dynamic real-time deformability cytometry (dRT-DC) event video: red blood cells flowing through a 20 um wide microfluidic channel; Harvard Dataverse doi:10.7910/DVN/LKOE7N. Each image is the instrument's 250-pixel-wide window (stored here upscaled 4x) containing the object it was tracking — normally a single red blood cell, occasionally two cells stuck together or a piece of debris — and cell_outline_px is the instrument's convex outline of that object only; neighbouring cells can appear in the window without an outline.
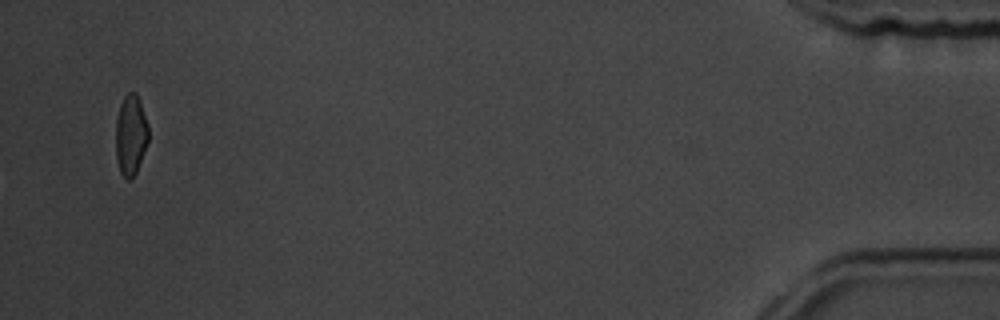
{"species": "common noctule bat (a hibernating species)", "species_latin": "Nyctalus noctula", "temperature_condition": "room temperature", "stored_images_in_passage": 16, "camera_frame_rate_fps": 3000, "um_per_image_px": 0.085, "animal": {"sex": "male", "body_mass_g": 19.5, "forearm_length_mm": 54.6}, "frame": {"image": 1, "passage_image": 16, "time_ms": 18.667, "image_size_px": [1000, 320], "cell_outline_px": [[148, 140], [136, 172], [128, 180], [120, 172], [116, 160], [116, 120], [120, 104], [124, 96], [128, 92], [136, 92], [148, 124]], "centroid_in_image_um": [11.1, 11.45], "position_along_channel_um": 424.1, "area_um2": 15.14}, "authors_computed_cell_mechanics": {"area_um2": 21.8484, "velocity_mm_per_s": 3.5924, "shape_relaxation_time_tau1_ms": 3.513, "shape_relaxation_time_tau2_ms": 5.7102, "deformation_change_tau1": 0.1792, "deformation_change_tau2": 0.1258}}